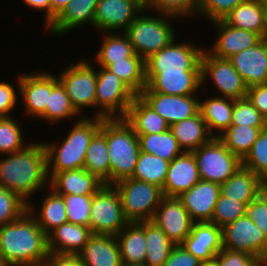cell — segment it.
I'll list each match as a JSON object with an SVG mask.
<instances>
[{"label":"cell","instance_id":"6da1fadb","mask_svg":"<svg viewBox=\"0 0 267 266\" xmlns=\"http://www.w3.org/2000/svg\"><path fill=\"white\" fill-rule=\"evenodd\" d=\"M46 185L49 186V177L42 142H30L25 149L0 158V186L16 193L27 204L31 202L29 197Z\"/></svg>","mask_w":267,"mask_h":266},{"label":"cell","instance_id":"7a4b0ae2","mask_svg":"<svg viewBox=\"0 0 267 266\" xmlns=\"http://www.w3.org/2000/svg\"><path fill=\"white\" fill-rule=\"evenodd\" d=\"M0 253L10 266H43L48 238L28 210L0 226Z\"/></svg>","mask_w":267,"mask_h":266},{"label":"cell","instance_id":"3957f363","mask_svg":"<svg viewBox=\"0 0 267 266\" xmlns=\"http://www.w3.org/2000/svg\"><path fill=\"white\" fill-rule=\"evenodd\" d=\"M93 117L78 119L59 145V142H42L46 149L49 180L58 172L84 168L87 148L104 120L94 114Z\"/></svg>","mask_w":267,"mask_h":266},{"label":"cell","instance_id":"277c9868","mask_svg":"<svg viewBox=\"0 0 267 266\" xmlns=\"http://www.w3.org/2000/svg\"><path fill=\"white\" fill-rule=\"evenodd\" d=\"M110 185L131 178L140 153L138 136L124 118L105 119Z\"/></svg>","mask_w":267,"mask_h":266},{"label":"cell","instance_id":"5b68a950","mask_svg":"<svg viewBox=\"0 0 267 266\" xmlns=\"http://www.w3.org/2000/svg\"><path fill=\"white\" fill-rule=\"evenodd\" d=\"M145 11L143 9L124 31L134 52L144 60L167 46L176 37L174 27L168 19L179 18L160 12H156L157 15L154 17L148 16V13L144 15Z\"/></svg>","mask_w":267,"mask_h":266},{"label":"cell","instance_id":"8992f818","mask_svg":"<svg viewBox=\"0 0 267 266\" xmlns=\"http://www.w3.org/2000/svg\"><path fill=\"white\" fill-rule=\"evenodd\" d=\"M112 186L120 196L123 214L129 222L152 221L164 196L160 187L133 178L122 179Z\"/></svg>","mask_w":267,"mask_h":266},{"label":"cell","instance_id":"52a82bcc","mask_svg":"<svg viewBox=\"0 0 267 266\" xmlns=\"http://www.w3.org/2000/svg\"><path fill=\"white\" fill-rule=\"evenodd\" d=\"M201 180L224 183L242 166V160L233 154L218 137H212L193 152Z\"/></svg>","mask_w":267,"mask_h":266},{"label":"cell","instance_id":"ba28073f","mask_svg":"<svg viewBox=\"0 0 267 266\" xmlns=\"http://www.w3.org/2000/svg\"><path fill=\"white\" fill-rule=\"evenodd\" d=\"M98 70L96 110H99L95 116L103 119L124 118L136 94L106 68L99 66Z\"/></svg>","mask_w":267,"mask_h":266},{"label":"cell","instance_id":"9c48e42d","mask_svg":"<svg viewBox=\"0 0 267 266\" xmlns=\"http://www.w3.org/2000/svg\"><path fill=\"white\" fill-rule=\"evenodd\" d=\"M176 39L145 60L146 74L201 72L200 59L204 48L189 42L176 43Z\"/></svg>","mask_w":267,"mask_h":266},{"label":"cell","instance_id":"30bf717a","mask_svg":"<svg viewBox=\"0 0 267 266\" xmlns=\"http://www.w3.org/2000/svg\"><path fill=\"white\" fill-rule=\"evenodd\" d=\"M128 223L120 196L112 185H104L92 195L89 227L93 235L116 236Z\"/></svg>","mask_w":267,"mask_h":266},{"label":"cell","instance_id":"8fae6325","mask_svg":"<svg viewBox=\"0 0 267 266\" xmlns=\"http://www.w3.org/2000/svg\"><path fill=\"white\" fill-rule=\"evenodd\" d=\"M57 76L79 114L84 108L96 109L97 70L86 59L69 63Z\"/></svg>","mask_w":267,"mask_h":266},{"label":"cell","instance_id":"7c38bea8","mask_svg":"<svg viewBox=\"0 0 267 266\" xmlns=\"http://www.w3.org/2000/svg\"><path fill=\"white\" fill-rule=\"evenodd\" d=\"M200 63L202 86L210 78L224 98L237 100L247 96L248 87L229 59L215 57L204 49Z\"/></svg>","mask_w":267,"mask_h":266},{"label":"cell","instance_id":"4fadbf2b","mask_svg":"<svg viewBox=\"0 0 267 266\" xmlns=\"http://www.w3.org/2000/svg\"><path fill=\"white\" fill-rule=\"evenodd\" d=\"M175 244L180 245L190 234L194 221L179 197L163 196L152 219Z\"/></svg>","mask_w":267,"mask_h":266},{"label":"cell","instance_id":"5bb4252c","mask_svg":"<svg viewBox=\"0 0 267 266\" xmlns=\"http://www.w3.org/2000/svg\"><path fill=\"white\" fill-rule=\"evenodd\" d=\"M137 0H99L93 26L100 32H124L143 10Z\"/></svg>","mask_w":267,"mask_h":266},{"label":"cell","instance_id":"9a60e30c","mask_svg":"<svg viewBox=\"0 0 267 266\" xmlns=\"http://www.w3.org/2000/svg\"><path fill=\"white\" fill-rule=\"evenodd\" d=\"M223 248L260 257L267 245L265 234L245 215L222 228Z\"/></svg>","mask_w":267,"mask_h":266},{"label":"cell","instance_id":"2e32d148","mask_svg":"<svg viewBox=\"0 0 267 266\" xmlns=\"http://www.w3.org/2000/svg\"><path fill=\"white\" fill-rule=\"evenodd\" d=\"M139 96L171 126L199 112L196 95H167L157 92H141Z\"/></svg>","mask_w":267,"mask_h":266},{"label":"cell","instance_id":"e0dca14e","mask_svg":"<svg viewBox=\"0 0 267 266\" xmlns=\"http://www.w3.org/2000/svg\"><path fill=\"white\" fill-rule=\"evenodd\" d=\"M24 102V111L27 116L39 119L46 111L49 95L52 90V74L47 72H33V74H20L17 79Z\"/></svg>","mask_w":267,"mask_h":266},{"label":"cell","instance_id":"ac0fdd59","mask_svg":"<svg viewBox=\"0 0 267 266\" xmlns=\"http://www.w3.org/2000/svg\"><path fill=\"white\" fill-rule=\"evenodd\" d=\"M218 29V36L211 49H206L211 55L229 59L245 49L254 47L263 38L252 31L235 28L227 24L223 19L210 22Z\"/></svg>","mask_w":267,"mask_h":266},{"label":"cell","instance_id":"d6986e66","mask_svg":"<svg viewBox=\"0 0 267 266\" xmlns=\"http://www.w3.org/2000/svg\"><path fill=\"white\" fill-rule=\"evenodd\" d=\"M180 245L202 263L214 261L223 248L222 228L211 222H194Z\"/></svg>","mask_w":267,"mask_h":266},{"label":"cell","instance_id":"ffe728a7","mask_svg":"<svg viewBox=\"0 0 267 266\" xmlns=\"http://www.w3.org/2000/svg\"><path fill=\"white\" fill-rule=\"evenodd\" d=\"M247 87L267 84V38L229 58Z\"/></svg>","mask_w":267,"mask_h":266},{"label":"cell","instance_id":"44dd1931","mask_svg":"<svg viewBox=\"0 0 267 266\" xmlns=\"http://www.w3.org/2000/svg\"><path fill=\"white\" fill-rule=\"evenodd\" d=\"M219 195V184L200 180L179 198L194 222H211Z\"/></svg>","mask_w":267,"mask_h":266},{"label":"cell","instance_id":"7402d4cb","mask_svg":"<svg viewBox=\"0 0 267 266\" xmlns=\"http://www.w3.org/2000/svg\"><path fill=\"white\" fill-rule=\"evenodd\" d=\"M200 180L193 153L183 152L170 162L162 193L164 196L179 197Z\"/></svg>","mask_w":267,"mask_h":266},{"label":"cell","instance_id":"603a6c76","mask_svg":"<svg viewBox=\"0 0 267 266\" xmlns=\"http://www.w3.org/2000/svg\"><path fill=\"white\" fill-rule=\"evenodd\" d=\"M202 86L201 72L146 74V87L141 92L167 95H198Z\"/></svg>","mask_w":267,"mask_h":266},{"label":"cell","instance_id":"cb8c5ba5","mask_svg":"<svg viewBox=\"0 0 267 266\" xmlns=\"http://www.w3.org/2000/svg\"><path fill=\"white\" fill-rule=\"evenodd\" d=\"M104 185L84 168L58 172L49 180V187L59 195H94Z\"/></svg>","mask_w":267,"mask_h":266},{"label":"cell","instance_id":"d4e9b609","mask_svg":"<svg viewBox=\"0 0 267 266\" xmlns=\"http://www.w3.org/2000/svg\"><path fill=\"white\" fill-rule=\"evenodd\" d=\"M83 266H123L115 236L92 235L78 254Z\"/></svg>","mask_w":267,"mask_h":266},{"label":"cell","instance_id":"484cf974","mask_svg":"<svg viewBox=\"0 0 267 266\" xmlns=\"http://www.w3.org/2000/svg\"><path fill=\"white\" fill-rule=\"evenodd\" d=\"M266 187L267 184L254 171L242 165L229 179L220 184V194L248 205Z\"/></svg>","mask_w":267,"mask_h":266},{"label":"cell","instance_id":"4316f807","mask_svg":"<svg viewBox=\"0 0 267 266\" xmlns=\"http://www.w3.org/2000/svg\"><path fill=\"white\" fill-rule=\"evenodd\" d=\"M90 227L63 223L48 236V251L53 254L78 255L92 236Z\"/></svg>","mask_w":267,"mask_h":266},{"label":"cell","instance_id":"83f0119b","mask_svg":"<svg viewBox=\"0 0 267 266\" xmlns=\"http://www.w3.org/2000/svg\"><path fill=\"white\" fill-rule=\"evenodd\" d=\"M98 1L71 0L46 29H49L52 35L60 36L85 23L93 26Z\"/></svg>","mask_w":267,"mask_h":266},{"label":"cell","instance_id":"f1b7e54d","mask_svg":"<svg viewBox=\"0 0 267 266\" xmlns=\"http://www.w3.org/2000/svg\"><path fill=\"white\" fill-rule=\"evenodd\" d=\"M123 265H141L146 258L145 221L129 222L116 236Z\"/></svg>","mask_w":267,"mask_h":266},{"label":"cell","instance_id":"f546056e","mask_svg":"<svg viewBox=\"0 0 267 266\" xmlns=\"http://www.w3.org/2000/svg\"><path fill=\"white\" fill-rule=\"evenodd\" d=\"M136 134L161 133L170 125L156 113L139 95H136L124 117Z\"/></svg>","mask_w":267,"mask_h":266},{"label":"cell","instance_id":"4dcf8cb0","mask_svg":"<svg viewBox=\"0 0 267 266\" xmlns=\"http://www.w3.org/2000/svg\"><path fill=\"white\" fill-rule=\"evenodd\" d=\"M227 24L267 38L265 11L262 1L247 0L234 8L223 19Z\"/></svg>","mask_w":267,"mask_h":266},{"label":"cell","instance_id":"1f68e13d","mask_svg":"<svg viewBox=\"0 0 267 266\" xmlns=\"http://www.w3.org/2000/svg\"><path fill=\"white\" fill-rule=\"evenodd\" d=\"M234 99L224 97H211L199 100V112L204 119L209 133L218 137L232 122ZM219 131V132H215Z\"/></svg>","mask_w":267,"mask_h":266},{"label":"cell","instance_id":"d6a6232c","mask_svg":"<svg viewBox=\"0 0 267 266\" xmlns=\"http://www.w3.org/2000/svg\"><path fill=\"white\" fill-rule=\"evenodd\" d=\"M170 130L183 152H193L213 137L209 133L200 112L190 118L172 124Z\"/></svg>","mask_w":267,"mask_h":266},{"label":"cell","instance_id":"836d02e7","mask_svg":"<svg viewBox=\"0 0 267 266\" xmlns=\"http://www.w3.org/2000/svg\"><path fill=\"white\" fill-rule=\"evenodd\" d=\"M50 189V190H49ZM48 192L44 195L39 214L34 212L33 203L27 204V210L36 219L39 227L48 236L53 230L63 223L68 222L66 206L62 195L57 194L52 188L48 187Z\"/></svg>","mask_w":267,"mask_h":266},{"label":"cell","instance_id":"e575fe53","mask_svg":"<svg viewBox=\"0 0 267 266\" xmlns=\"http://www.w3.org/2000/svg\"><path fill=\"white\" fill-rule=\"evenodd\" d=\"M84 169L96 175L105 185H110V163L105 138V119L87 148Z\"/></svg>","mask_w":267,"mask_h":266},{"label":"cell","instance_id":"d590c367","mask_svg":"<svg viewBox=\"0 0 267 266\" xmlns=\"http://www.w3.org/2000/svg\"><path fill=\"white\" fill-rule=\"evenodd\" d=\"M104 35L100 50L94 56L97 66L106 68L109 64L124 58H142L134 52L133 46L124 32L121 34L106 32Z\"/></svg>","mask_w":267,"mask_h":266},{"label":"cell","instance_id":"8d00e7d4","mask_svg":"<svg viewBox=\"0 0 267 266\" xmlns=\"http://www.w3.org/2000/svg\"><path fill=\"white\" fill-rule=\"evenodd\" d=\"M146 266H163L175 244L152 221H145Z\"/></svg>","mask_w":267,"mask_h":266},{"label":"cell","instance_id":"74e56055","mask_svg":"<svg viewBox=\"0 0 267 266\" xmlns=\"http://www.w3.org/2000/svg\"><path fill=\"white\" fill-rule=\"evenodd\" d=\"M136 135L142 152L156 155L169 162L183 153L170 129L161 133Z\"/></svg>","mask_w":267,"mask_h":266},{"label":"cell","instance_id":"f35d334b","mask_svg":"<svg viewBox=\"0 0 267 266\" xmlns=\"http://www.w3.org/2000/svg\"><path fill=\"white\" fill-rule=\"evenodd\" d=\"M79 114L72 106L69 96L66 94L65 88L58 80L56 75L52 74V90L49 95L48 104L45 113L39 118L47 120L51 123H59L69 118L77 117ZM65 119V120H64Z\"/></svg>","mask_w":267,"mask_h":266},{"label":"cell","instance_id":"ab89813d","mask_svg":"<svg viewBox=\"0 0 267 266\" xmlns=\"http://www.w3.org/2000/svg\"><path fill=\"white\" fill-rule=\"evenodd\" d=\"M119 77L136 95L146 87V66L143 58H124L106 67Z\"/></svg>","mask_w":267,"mask_h":266},{"label":"cell","instance_id":"60d3db41","mask_svg":"<svg viewBox=\"0 0 267 266\" xmlns=\"http://www.w3.org/2000/svg\"><path fill=\"white\" fill-rule=\"evenodd\" d=\"M267 127H251L230 125L218 138L241 160L248 154L263 129Z\"/></svg>","mask_w":267,"mask_h":266},{"label":"cell","instance_id":"b9f144b4","mask_svg":"<svg viewBox=\"0 0 267 266\" xmlns=\"http://www.w3.org/2000/svg\"><path fill=\"white\" fill-rule=\"evenodd\" d=\"M169 164V161L163 160L156 155L140 151L138 162L131 178L156 185L162 189Z\"/></svg>","mask_w":267,"mask_h":266},{"label":"cell","instance_id":"7bdbcfd3","mask_svg":"<svg viewBox=\"0 0 267 266\" xmlns=\"http://www.w3.org/2000/svg\"><path fill=\"white\" fill-rule=\"evenodd\" d=\"M20 125L12 116L0 117V154L15 153L30 145L25 143Z\"/></svg>","mask_w":267,"mask_h":266},{"label":"cell","instance_id":"ee69618b","mask_svg":"<svg viewBox=\"0 0 267 266\" xmlns=\"http://www.w3.org/2000/svg\"><path fill=\"white\" fill-rule=\"evenodd\" d=\"M242 165L254 171L267 184V128L263 129Z\"/></svg>","mask_w":267,"mask_h":266},{"label":"cell","instance_id":"f6af8a7d","mask_svg":"<svg viewBox=\"0 0 267 266\" xmlns=\"http://www.w3.org/2000/svg\"><path fill=\"white\" fill-rule=\"evenodd\" d=\"M147 10L170 14L177 17H195L199 8V0H148L143 6Z\"/></svg>","mask_w":267,"mask_h":266},{"label":"cell","instance_id":"bcb514c9","mask_svg":"<svg viewBox=\"0 0 267 266\" xmlns=\"http://www.w3.org/2000/svg\"><path fill=\"white\" fill-rule=\"evenodd\" d=\"M246 210V203L227 198L220 194L215 204L211 223L223 228L236 219L245 216Z\"/></svg>","mask_w":267,"mask_h":266},{"label":"cell","instance_id":"7dc6e473","mask_svg":"<svg viewBox=\"0 0 267 266\" xmlns=\"http://www.w3.org/2000/svg\"><path fill=\"white\" fill-rule=\"evenodd\" d=\"M67 220L76 225L89 227L92 195H62Z\"/></svg>","mask_w":267,"mask_h":266},{"label":"cell","instance_id":"c3c4849f","mask_svg":"<svg viewBox=\"0 0 267 266\" xmlns=\"http://www.w3.org/2000/svg\"><path fill=\"white\" fill-rule=\"evenodd\" d=\"M231 125L267 127V119L245 97L234 100Z\"/></svg>","mask_w":267,"mask_h":266},{"label":"cell","instance_id":"681fc988","mask_svg":"<svg viewBox=\"0 0 267 266\" xmlns=\"http://www.w3.org/2000/svg\"><path fill=\"white\" fill-rule=\"evenodd\" d=\"M25 211L27 203L16 193L0 186V226L14 222Z\"/></svg>","mask_w":267,"mask_h":266},{"label":"cell","instance_id":"f907efd6","mask_svg":"<svg viewBox=\"0 0 267 266\" xmlns=\"http://www.w3.org/2000/svg\"><path fill=\"white\" fill-rule=\"evenodd\" d=\"M247 0H199L197 15H203L210 22L222 20L234 8Z\"/></svg>","mask_w":267,"mask_h":266},{"label":"cell","instance_id":"816d5d0a","mask_svg":"<svg viewBox=\"0 0 267 266\" xmlns=\"http://www.w3.org/2000/svg\"><path fill=\"white\" fill-rule=\"evenodd\" d=\"M246 215L267 237V187L247 205Z\"/></svg>","mask_w":267,"mask_h":266},{"label":"cell","instance_id":"f5cc1de1","mask_svg":"<svg viewBox=\"0 0 267 266\" xmlns=\"http://www.w3.org/2000/svg\"><path fill=\"white\" fill-rule=\"evenodd\" d=\"M214 261L217 266H259L258 257L242 251L222 248Z\"/></svg>","mask_w":267,"mask_h":266},{"label":"cell","instance_id":"db71d44e","mask_svg":"<svg viewBox=\"0 0 267 266\" xmlns=\"http://www.w3.org/2000/svg\"><path fill=\"white\" fill-rule=\"evenodd\" d=\"M16 91L12 83L0 81V117L11 116L9 114L13 113L17 101H19L17 97L19 94Z\"/></svg>","mask_w":267,"mask_h":266},{"label":"cell","instance_id":"11a10c76","mask_svg":"<svg viewBox=\"0 0 267 266\" xmlns=\"http://www.w3.org/2000/svg\"><path fill=\"white\" fill-rule=\"evenodd\" d=\"M202 262L181 245H175L163 266H200Z\"/></svg>","mask_w":267,"mask_h":266},{"label":"cell","instance_id":"9f6ffc18","mask_svg":"<svg viewBox=\"0 0 267 266\" xmlns=\"http://www.w3.org/2000/svg\"><path fill=\"white\" fill-rule=\"evenodd\" d=\"M253 106L267 119V84L248 88L246 96Z\"/></svg>","mask_w":267,"mask_h":266},{"label":"cell","instance_id":"6f0895ef","mask_svg":"<svg viewBox=\"0 0 267 266\" xmlns=\"http://www.w3.org/2000/svg\"><path fill=\"white\" fill-rule=\"evenodd\" d=\"M43 266H83L78 255L49 253Z\"/></svg>","mask_w":267,"mask_h":266},{"label":"cell","instance_id":"680465c9","mask_svg":"<svg viewBox=\"0 0 267 266\" xmlns=\"http://www.w3.org/2000/svg\"><path fill=\"white\" fill-rule=\"evenodd\" d=\"M28 7L37 11H45V29L51 24V3L50 0H21Z\"/></svg>","mask_w":267,"mask_h":266},{"label":"cell","instance_id":"91938a15","mask_svg":"<svg viewBox=\"0 0 267 266\" xmlns=\"http://www.w3.org/2000/svg\"><path fill=\"white\" fill-rule=\"evenodd\" d=\"M71 0H50L51 3V23L64 10Z\"/></svg>","mask_w":267,"mask_h":266},{"label":"cell","instance_id":"94428289","mask_svg":"<svg viewBox=\"0 0 267 266\" xmlns=\"http://www.w3.org/2000/svg\"><path fill=\"white\" fill-rule=\"evenodd\" d=\"M259 266H267V245L263 251V253L258 258Z\"/></svg>","mask_w":267,"mask_h":266},{"label":"cell","instance_id":"6125c7cd","mask_svg":"<svg viewBox=\"0 0 267 266\" xmlns=\"http://www.w3.org/2000/svg\"><path fill=\"white\" fill-rule=\"evenodd\" d=\"M200 266H217V263L215 261L203 262L200 264Z\"/></svg>","mask_w":267,"mask_h":266},{"label":"cell","instance_id":"be15d7a7","mask_svg":"<svg viewBox=\"0 0 267 266\" xmlns=\"http://www.w3.org/2000/svg\"><path fill=\"white\" fill-rule=\"evenodd\" d=\"M0 266H10L0 253Z\"/></svg>","mask_w":267,"mask_h":266},{"label":"cell","instance_id":"e7e4bbea","mask_svg":"<svg viewBox=\"0 0 267 266\" xmlns=\"http://www.w3.org/2000/svg\"><path fill=\"white\" fill-rule=\"evenodd\" d=\"M264 11H265V19H266V26H267V0L262 1Z\"/></svg>","mask_w":267,"mask_h":266},{"label":"cell","instance_id":"03108f58","mask_svg":"<svg viewBox=\"0 0 267 266\" xmlns=\"http://www.w3.org/2000/svg\"><path fill=\"white\" fill-rule=\"evenodd\" d=\"M143 6L148 2V0H137Z\"/></svg>","mask_w":267,"mask_h":266},{"label":"cell","instance_id":"003e7915","mask_svg":"<svg viewBox=\"0 0 267 266\" xmlns=\"http://www.w3.org/2000/svg\"><path fill=\"white\" fill-rule=\"evenodd\" d=\"M123 266H146L145 264H141V265H123Z\"/></svg>","mask_w":267,"mask_h":266}]
</instances>
